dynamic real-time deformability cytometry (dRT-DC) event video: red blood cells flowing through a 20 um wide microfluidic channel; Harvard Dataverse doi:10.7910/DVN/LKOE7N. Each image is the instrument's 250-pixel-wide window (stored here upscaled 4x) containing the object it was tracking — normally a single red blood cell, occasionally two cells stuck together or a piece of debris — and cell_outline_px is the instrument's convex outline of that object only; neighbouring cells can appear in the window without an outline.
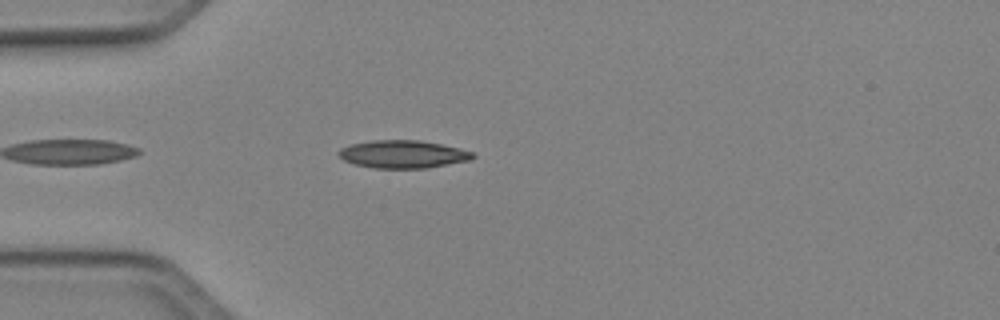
{"species": "Egyptian fruit bat (a non-hibernating species)", "species_latin": "Rousettus aegyptiacus", "temperature_condition": "cold", "stored_images_in_passage": 36, "camera_frame_rate_fps": 3000, "um_per_image_px": 0.085, "animal": {"sex": "female"}, "frame": {"image": 1, "passage_image": 3, "time_ms": 0.667, "image_size_px": [1000, 320], "cell_outline_px": [[476, 156], [468, 160], [424, 168], [372, 168], [356, 164], [344, 160], [336, 152], [340, 148], [352, 144], [372, 140], [420, 140], [460, 148], [472, 152]], "centroid_in_image_um": [34.22, 13.1], "position_along_channel_um": 50.8, "area_um2": 21.5}}
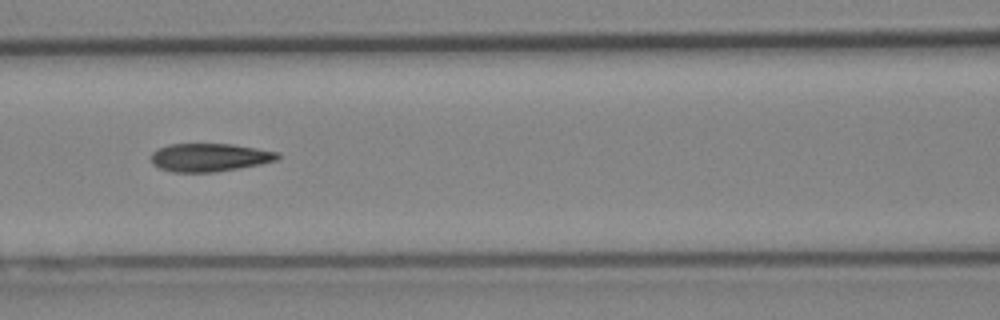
{"frame": {"image": 2, "passage_image": 11, "time_ms": 3.333, "image_size_px": [1000, 320], "cell_outline_px": [[280, 156], [276, 160], [260, 164], [240, 168], [216, 172], [172, 172], [160, 168], [152, 164], [152, 152], [168, 144], [232, 144], [280, 152]], "centroid_in_image_um": [17.82, 13.38], "position_along_channel_um": 148.8, "area_um2": 20.75}}
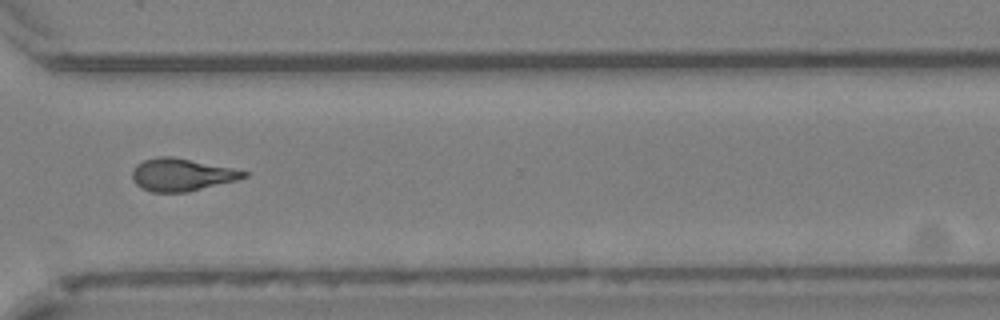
{"frame": {"image": 3, "passage_image": 26, "time_ms": 8.333, "image_size_px": [1000, 320], "cell_outline_px": [[248, 176], [236, 180], [188, 192], [152, 192], [140, 188], [132, 180], [132, 172], [136, 164], [144, 160], [156, 156], [172, 156], [232, 168], [248, 172]], "centroid_in_image_um": [15.4, 14.85], "position_along_channel_um": 355.2, "area_um2": 21.15}, "authors_computed_cell_mechanics": {"area_um2": 20.8658, "velocity_mm_per_s": 4.1248, "shape_relaxation_time_tau1_ms": 4.8521, "shape_relaxation_time_tau2_ms": 2.2947, "deformation_change_tau1": 0.1681, "deformation_change_tau2": 0.1063}}